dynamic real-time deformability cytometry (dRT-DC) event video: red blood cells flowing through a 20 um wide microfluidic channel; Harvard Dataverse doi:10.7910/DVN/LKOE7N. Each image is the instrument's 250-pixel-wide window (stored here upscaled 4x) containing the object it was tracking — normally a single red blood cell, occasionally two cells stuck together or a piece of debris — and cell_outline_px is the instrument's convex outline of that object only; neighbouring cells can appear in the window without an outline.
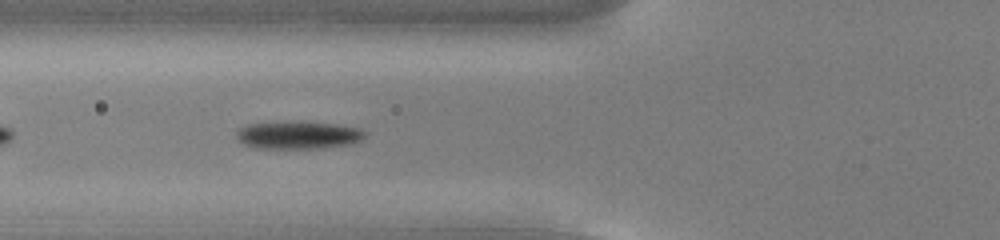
{"species": "common noctule bat (a hibernating species)", "species_latin": "Nyctalus noctula", "temperature_condition": "cold", "stored_images_in_passage": 40, "camera_frame_rate_fps": 3000, "um_per_image_px": 0.085, "animal": {"sex": "male", "body_mass_g": 13.0, "forearm_length_mm": 53.1}, "frame": {"image": 1, "passage_image": 6, "time_ms": 1.667, "image_size_px": [1000, 240], "cell_outline_px": [[368, 132], [360, 140], [348, 144], [320, 148], [256, 148], [244, 144], [236, 136], [236, 132], [240, 128], [248, 124], [336, 124], [360, 128]], "centroid_in_image_um": [25.38, 11.52], "position_along_channel_um": 100.4, "area_um2": 19.65}}
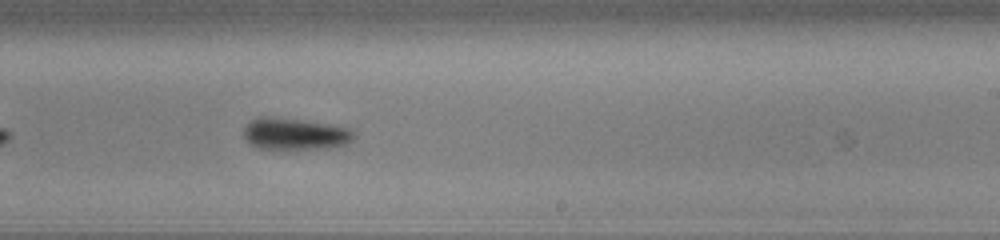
{"frame": {"image": 2, "passage_image": 19, "time_ms": 6.0, "image_size_px": [1000, 240], "cell_outline_px": [[356, 136], [348, 144], [328, 148], [256, 148], [248, 144], [244, 136], [244, 128], [256, 116], [272, 116], [328, 124], [348, 128]], "centroid_in_image_um": [25.04, 11.37], "position_along_channel_um": 264.0, "area_um2": 20.29}}
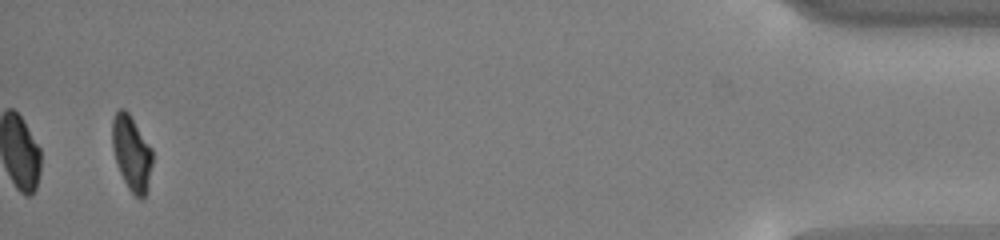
{"frame": {"image": 3, "passage_image": 38, "time_ms": 12.333, "image_size_px": [1000, 240], "cell_outline_px": [[152, 164], [148, 188], [144, 196], [136, 196], [128, 188], [120, 172], [112, 148], [112, 120], [116, 112], [120, 108], [124, 108], [128, 112], [152, 148]], "centroid_in_image_um": [11.18, 12.98], "position_along_channel_um": 424.0, "area_um2": 17.34}, "authors_computed_cell_mechanics": {"area_um2": 20.1144, "velocity_mm_per_s": 3.7808, "shape_relaxation_time_tau1_ms": 2.3393, "shape_relaxation_time_tau2_ms": null, "deformation_change_tau1": 0.1154, "deformation_change_tau2": null}}